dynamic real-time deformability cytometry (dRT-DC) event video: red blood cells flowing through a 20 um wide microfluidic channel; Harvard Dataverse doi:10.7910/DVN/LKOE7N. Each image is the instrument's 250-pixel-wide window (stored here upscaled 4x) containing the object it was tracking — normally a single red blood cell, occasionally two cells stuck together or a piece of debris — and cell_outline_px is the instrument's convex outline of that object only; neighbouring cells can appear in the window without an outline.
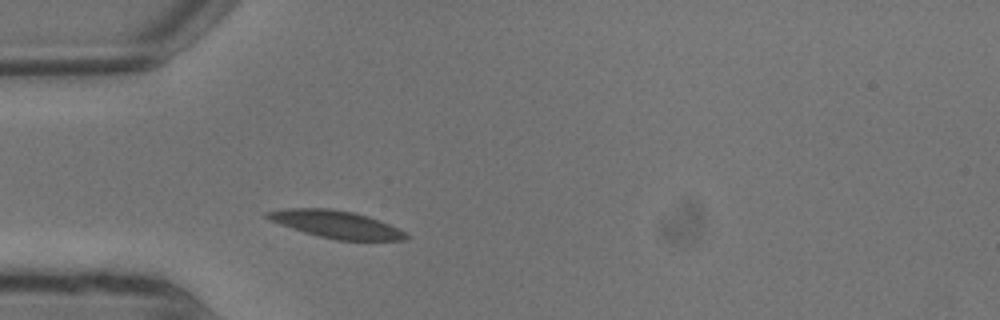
{"species": "common noctule bat (a hibernating species)", "species_latin": "Nyctalus noctula", "temperature_condition": "warm", "stored_images_in_passage": 1, "camera_frame_rate_fps": 3000, "um_per_image_px": 0.085, "animal": {"sex": "male", "body_mass_g": 13.3}, "frame": {"image": 1, "passage_image": 1, "time_ms": 0.0, "image_size_px": [1000, 320], "cell_outline_px": [[412, 236], [408, 240], [336, 240], [304, 232], [280, 224], [264, 216], [264, 212], [284, 208], [328, 208], [352, 212], [368, 216], [388, 224]], "centroid_in_image_um": [28.57, 19.06], "position_along_channel_um": 56.4, "area_um2": 21.96}}